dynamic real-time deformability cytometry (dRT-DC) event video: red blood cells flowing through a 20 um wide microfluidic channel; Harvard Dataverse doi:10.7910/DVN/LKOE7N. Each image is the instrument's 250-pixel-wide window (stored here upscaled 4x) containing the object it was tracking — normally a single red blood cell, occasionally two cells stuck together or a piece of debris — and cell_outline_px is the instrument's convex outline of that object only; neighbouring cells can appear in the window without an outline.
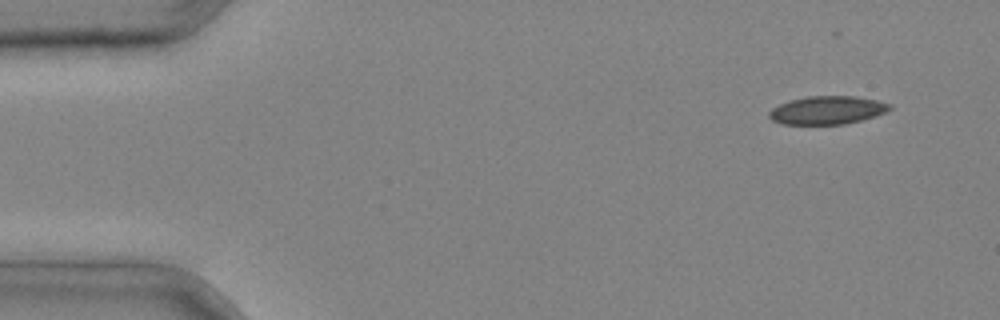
{"species": "common noctule bat (a hibernating species)", "species_latin": "Nyctalus noctula", "temperature_condition": "cold", "stored_images_in_passage": 3, "camera_frame_rate_fps": 3000, "um_per_image_px": 0.085, "animal": {"sex": "male", "body_mass_g": 20.4}, "frame": {"image": 1, "passage_image": 1, "time_ms": 0.0, "image_size_px": [1000, 320], "cell_outline_px": [[892, 108], [884, 112], [860, 120], [844, 124], [784, 124], [772, 120], [768, 116], [768, 112], [772, 108], [788, 100], [808, 96], [856, 96], [876, 100], [892, 104]], "centroid_in_image_um": [70.28, 9.35], "position_along_channel_um": 14.7, "area_um2": 19.71}}
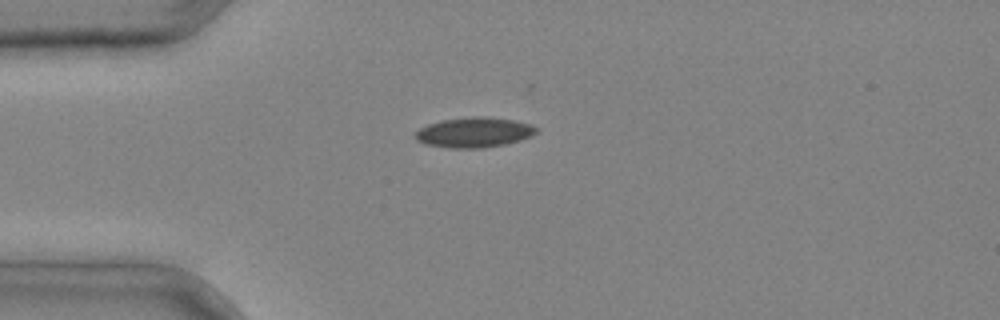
{"frame": {"image": 2, "passage_image": 2, "time_ms": 0.333, "image_size_px": [1000, 320], "cell_outline_px": [[540, 128], [532, 136], [520, 140], [504, 144], [484, 148], [448, 148], [424, 144], [416, 140], [412, 136], [420, 128], [428, 124], [440, 120], [472, 116], [484, 116], [516, 120], [532, 124]], "centroid_in_image_um": [40.3, 11.25], "position_along_channel_um": 44.7, "area_um2": 21.62}}
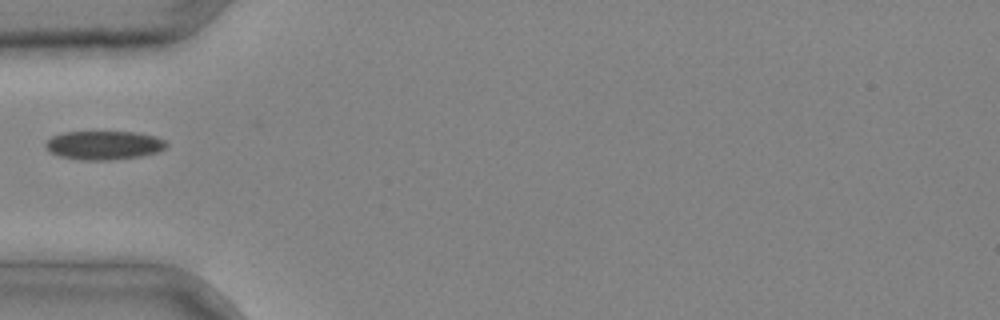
{"frame": {"image": 3, "passage_image": 3, "time_ms": 0.667, "image_size_px": [1000, 320], "cell_outline_px": [[168, 144], [164, 148], [156, 152], [140, 156], [108, 160], [80, 160], [56, 156], [48, 152], [44, 144], [52, 136], [64, 132], [136, 132], [156, 136], [164, 140]], "centroid_in_image_um": [8.78, 12.34], "position_along_channel_um": 76.2, "area_um2": 20.35}}